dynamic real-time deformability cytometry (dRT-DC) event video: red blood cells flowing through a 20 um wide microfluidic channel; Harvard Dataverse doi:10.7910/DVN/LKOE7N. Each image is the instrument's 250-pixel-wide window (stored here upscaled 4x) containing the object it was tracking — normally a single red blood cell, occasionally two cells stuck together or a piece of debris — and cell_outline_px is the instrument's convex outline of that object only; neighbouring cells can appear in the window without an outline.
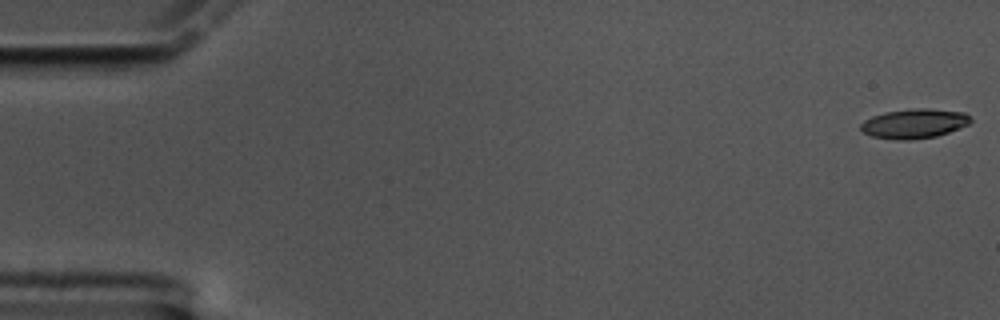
{"species": "common noctule bat (a hibernating species)", "species_latin": "Nyctalus noctula", "temperature_condition": "cold", "stored_images_in_passage": 60, "camera_frame_rate_fps": 3000, "um_per_image_px": 0.085, "animal": {"sex": "male", "body_mass_g": 17.5, "forearm_length_mm": 52.3}, "frame": {"image": 1, "passage_image": 1, "time_ms": 0.0, "image_size_px": [1000, 320], "cell_outline_px": [[972, 120], [968, 124], [948, 132], [936, 136], [912, 140], [896, 140], [872, 136], [864, 132], [860, 128], [860, 124], [864, 120], [872, 116], [884, 112], [920, 108], [928, 108], [964, 112]], "centroid_in_image_um": [77.68, 10.5], "position_along_channel_um": 7.3, "area_um2": 18.79}}
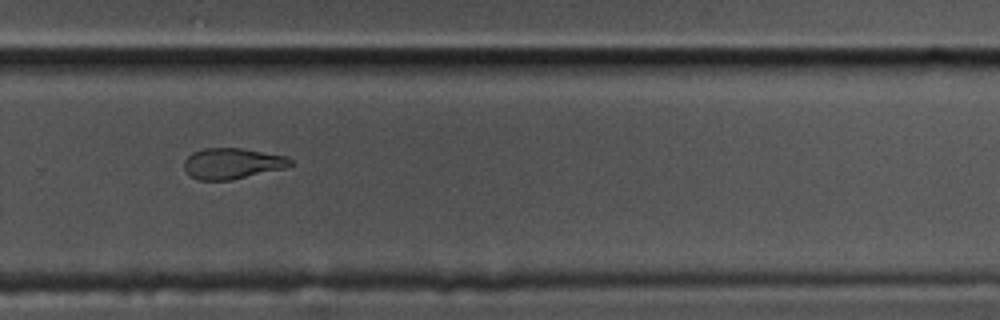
{"frame": {"image": 2, "passage_image": 41, "time_ms": 13.333, "image_size_px": [1000, 320], "cell_outline_px": [[292, 164], [284, 168], [228, 180], [200, 180], [192, 176], [184, 168], [184, 160], [192, 152], [204, 148], [240, 148], [284, 156], [292, 160]], "centroid_in_image_um": [19.7, 13.88], "position_along_channel_um": 310.1, "area_um2": 18.67}}
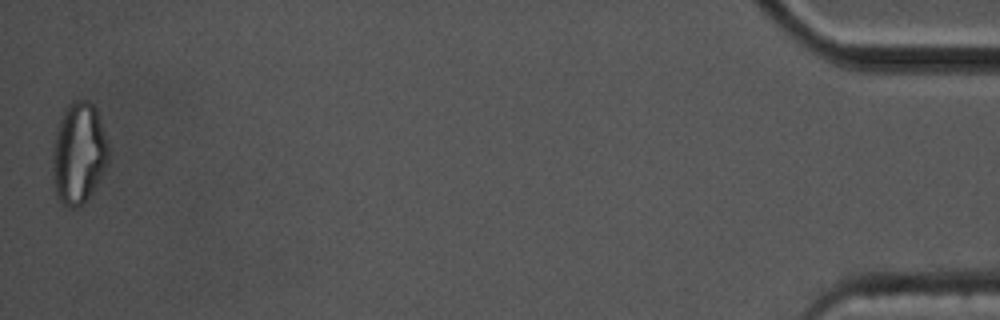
{"frame": {"image": 3, "passage_image": 60, "time_ms": 19.667, "image_size_px": [1000, 320], "cell_outline_px": [[108, 164], [92, 192], [76, 208], [68, 208], [60, 200], [56, 192], [52, 168], [52, 152], [56, 128], [64, 108], [72, 100], [88, 100], [96, 108], [108, 144]], "centroid_in_image_um": [6.68, 12.99], "position_along_channel_um": 428.5, "area_um2": 33.0}, "authors_computed_cell_mechanics": {"area_um2": 19.941, "velocity_mm_per_s": 3.3419, "shape_relaxation_time_tau1_ms": 10.9074, "shape_relaxation_time_tau2_ms": null, "deformation_change_tau1": 0.255, "deformation_change_tau2": null}}